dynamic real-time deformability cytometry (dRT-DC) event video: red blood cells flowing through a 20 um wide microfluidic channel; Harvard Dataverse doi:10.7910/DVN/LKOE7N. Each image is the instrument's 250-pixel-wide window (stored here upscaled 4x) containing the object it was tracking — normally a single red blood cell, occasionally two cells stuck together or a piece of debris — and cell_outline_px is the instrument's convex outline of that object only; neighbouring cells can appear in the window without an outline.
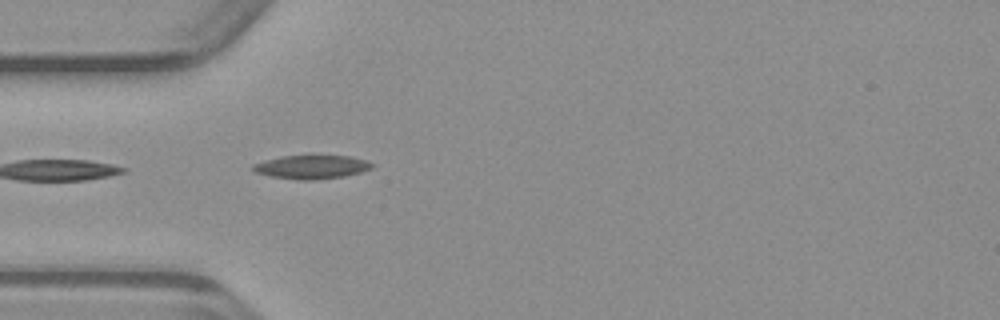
{"species": "common noctule bat (a hibernating species)", "species_latin": "Nyctalus noctula", "temperature_condition": "warm", "stored_images_in_passage": 36, "camera_frame_rate_fps": 3000, "um_per_image_px": 0.085, "animal": {"sex": "male", "body_mass_g": 23.1, "forearm_length_mm": 52.7}, "frame": {"image": 1, "passage_image": 1, "time_ms": 0.0, "image_size_px": [1000, 320], "cell_outline_px": [[376, 164], [372, 168], [360, 172], [344, 176], [312, 180], [300, 180], [268, 176], [252, 172], [252, 164], [264, 160], [280, 156], [312, 152], [348, 156], [364, 160]], "centroid_in_image_um": [26.44, 14.14], "position_along_channel_um": 58.6, "area_um2": 17.4}}
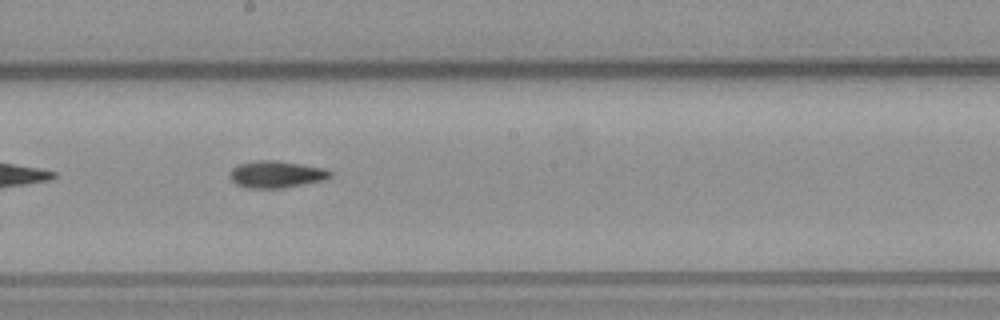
{"frame": {"image": 2, "passage_image": 13, "time_ms": 4.0, "image_size_px": [1000, 320], "cell_outline_px": [[332, 176], [324, 180], [284, 188], [248, 188], [236, 184], [228, 176], [232, 168], [240, 164], [260, 160], [276, 160], [324, 168], [332, 172]], "centroid_in_image_um": [23.49, 14.82], "position_along_channel_um": 224.7, "area_um2": 15.72}}
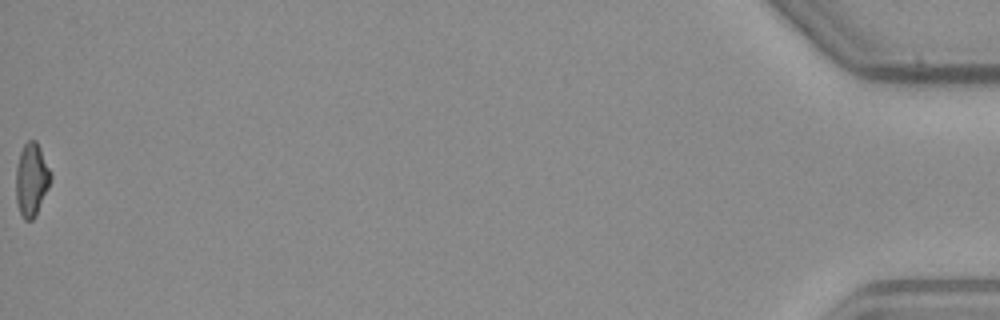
{"frame": {"image": 3, "passage_image": 36, "time_ms": 11.667, "image_size_px": [1000, 320], "cell_outline_px": [[52, 176], [48, 188], [36, 216], [32, 220], [24, 220], [16, 204], [16, 168], [20, 152], [24, 144], [28, 140], [36, 140], [52, 172]], "centroid_in_image_um": [2.68, 15.27], "position_along_channel_um": 432.5, "area_um2": 14.91}}